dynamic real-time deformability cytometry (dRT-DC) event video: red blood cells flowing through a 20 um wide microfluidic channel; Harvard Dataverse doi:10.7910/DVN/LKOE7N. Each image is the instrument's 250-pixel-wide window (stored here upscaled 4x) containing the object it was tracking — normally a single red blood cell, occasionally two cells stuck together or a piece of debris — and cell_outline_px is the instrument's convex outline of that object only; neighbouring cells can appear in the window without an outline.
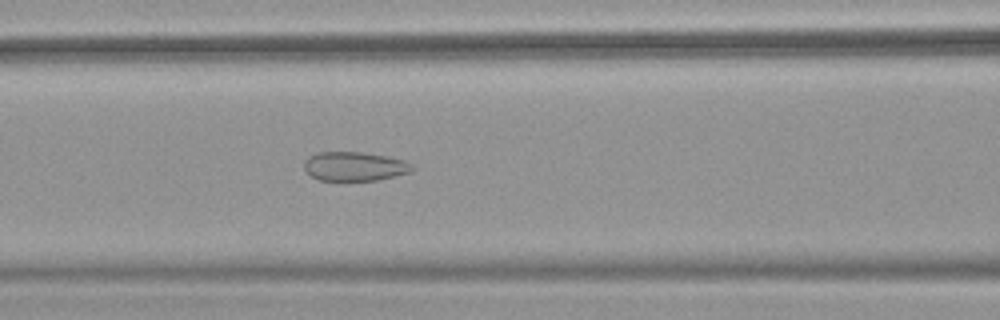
{"species": "common noctule bat (a hibernating species)", "species_latin": "Nyctalus noctula", "temperature_condition": "warm", "stored_images_in_passage": 51, "camera_frame_rate_fps": 3000, "um_per_image_px": 0.085, "animal": {"sex": "female", "body_mass_g": 18.4}, "frame": {"image": 1, "passage_image": 22, "time_ms": 7.0, "image_size_px": [1000, 320], "cell_outline_px": [[416, 168], [412, 172], [376, 180], [320, 180], [312, 176], [304, 168], [304, 160], [308, 156], [316, 152], [360, 152], [388, 156], [404, 160], [412, 164]], "centroid_in_image_um": [30.16, 14.13], "position_along_channel_um": 136.4, "area_um2": 18.38}}
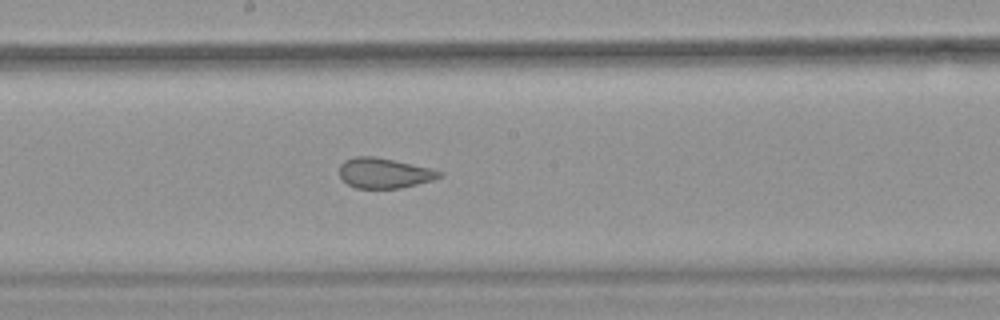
{"frame": {"image": 2, "passage_image": 28, "time_ms": 9.0, "image_size_px": [1000, 320], "cell_outline_px": [[444, 176], [432, 180], [400, 188], [356, 188], [348, 184], [340, 176], [340, 164], [344, 160], [356, 156], [376, 156], [432, 168], [444, 172]], "centroid_in_image_um": [32.69, 14.7], "position_along_channel_um": 215.5, "area_um2": 17.69}}
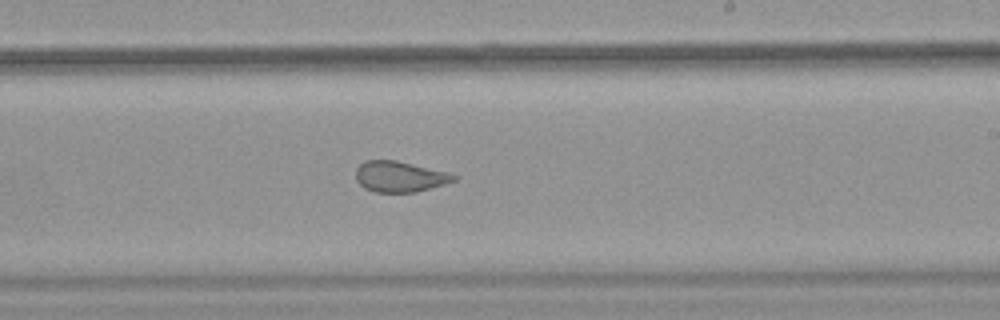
{"frame": {"image": 3, "passage_image": 31, "time_ms": 10.0, "image_size_px": [1000, 320], "cell_outline_px": [[456, 180], [444, 184], [416, 192], [372, 192], [364, 188], [356, 180], [356, 168], [364, 160], [396, 160], [448, 172], [456, 176]], "centroid_in_image_um": [33.94, 15.01], "position_along_channel_um": 255.1, "area_um2": 17.57}, "authors_computed_cell_mechanics": {"area_um2": 24.3916, "velocity_mm_per_s": 3.9695, "shape_relaxation_time_tau1_ms": null, "shape_relaxation_time_tau2_ms": 0.8712, "deformation_change_tau1": null, "deformation_change_tau2": 0.0837}}